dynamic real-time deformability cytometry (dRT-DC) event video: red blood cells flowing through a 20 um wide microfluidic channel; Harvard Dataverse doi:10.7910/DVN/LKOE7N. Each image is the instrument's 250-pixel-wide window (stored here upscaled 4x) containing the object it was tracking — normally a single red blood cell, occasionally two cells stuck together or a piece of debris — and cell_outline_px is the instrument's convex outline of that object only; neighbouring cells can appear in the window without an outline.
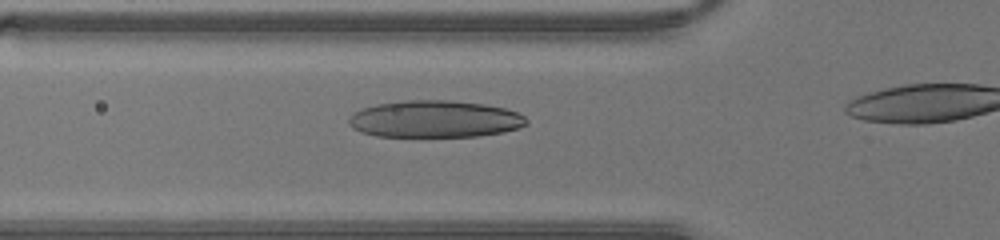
{"species": "human", "species_latin": "Homo sapiens", "temperature_condition": "warm", "stored_images_in_passage": 10, "camera_frame_rate_fps": 3000, "um_per_image_px": 0.085, "donor": {"sex": "male"}, "frame": {"image": 1, "passage_image": 6, "time_ms": 1.667, "image_size_px": [1000, 240], "cell_outline_px": [[528, 124], [520, 128], [504, 132], [476, 136], [376, 136], [360, 132], [352, 128], [348, 124], [348, 116], [352, 112], [360, 108], [376, 104], [404, 100], [452, 100], [484, 104], [504, 108], [516, 112], [524, 116], [528, 120]], "centroid_in_image_um": [36.92, 10.11], "position_along_channel_um": 88.9, "area_um2": 38.67}}
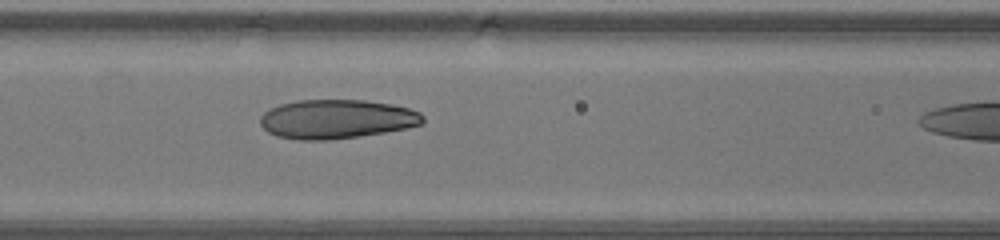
{"frame": {"image": 2, "passage_image": 9, "time_ms": 2.667, "image_size_px": [1000, 240], "cell_outline_px": [[424, 124], [408, 128], [360, 136], [328, 140], [300, 140], [276, 136], [268, 132], [260, 124], [260, 116], [264, 112], [280, 104], [296, 100], [364, 100], [392, 104], [408, 108], [420, 112], [424, 116]], "centroid_in_image_um": [28.63, 10.12], "position_along_channel_um": 138.0, "area_um2": 37.22}}